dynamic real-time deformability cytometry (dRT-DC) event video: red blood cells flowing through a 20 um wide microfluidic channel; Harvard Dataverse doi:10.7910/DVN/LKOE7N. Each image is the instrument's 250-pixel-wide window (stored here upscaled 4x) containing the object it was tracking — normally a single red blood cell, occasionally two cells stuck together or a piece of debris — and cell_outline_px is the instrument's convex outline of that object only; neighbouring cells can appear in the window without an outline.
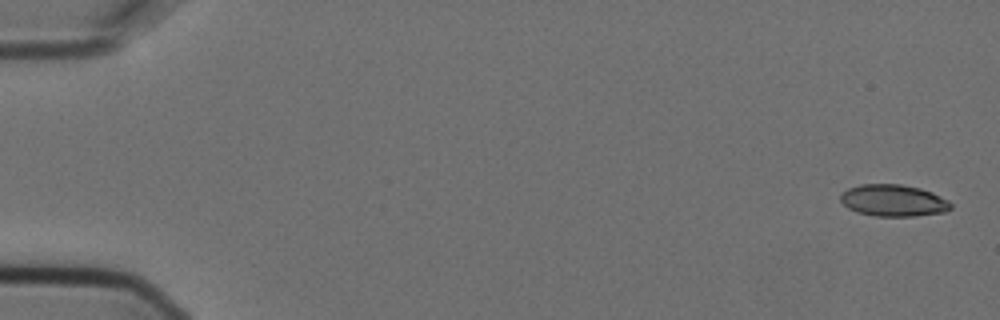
{"species": "Egyptian fruit bat (a non-hibernating species)", "species_latin": "Rousettus aegyptiacus", "temperature_condition": "cold", "stored_images_in_passage": 5, "camera_frame_rate_fps": 3000, "um_per_image_px": 0.085, "animal": {"sex": "female"}, "frame": {"image": 1, "passage_image": 1, "time_ms": 0.0, "image_size_px": [1000, 320], "cell_outline_px": [[952, 208], [944, 212], [916, 216], [876, 216], [856, 212], [848, 208], [840, 200], [840, 196], [848, 188], [860, 184], [900, 184], [920, 188], [932, 192], [948, 200], [952, 204]], "centroid_in_image_um": [75.94, 17.04], "position_along_channel_um": 9.1, "area_um2": 20.46}}
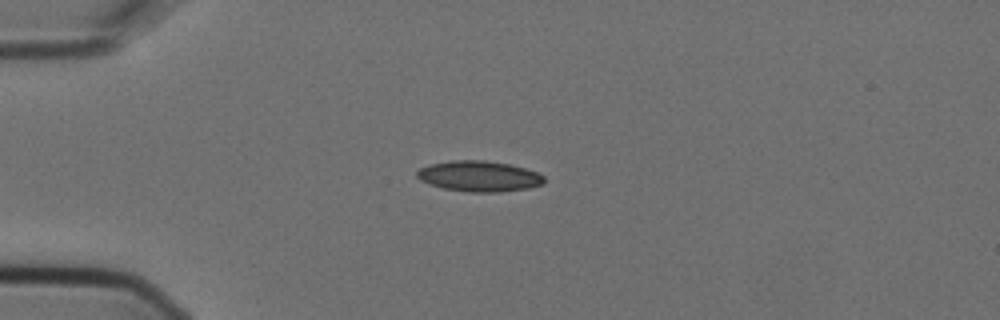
{"frame": {"image": 2, "passage_image": 4, "time_ms": 1.0, "image_size_px": [1000, 320], "cell_outline_px": [[544, 184], [528, 188], [496, 192], [468, 192], [444, 188], [428, 184], [420, 180], [416, 176], [416, 172], [420, 168], [428, 164], [448, 160], [484, 160], [508, 164], [524, 168], [536, 172], [544, 176]], "centroid_in_image_um": [40.68, 14.97], "position_along_channel_um": 44.3, "area_um2": 22.77}}